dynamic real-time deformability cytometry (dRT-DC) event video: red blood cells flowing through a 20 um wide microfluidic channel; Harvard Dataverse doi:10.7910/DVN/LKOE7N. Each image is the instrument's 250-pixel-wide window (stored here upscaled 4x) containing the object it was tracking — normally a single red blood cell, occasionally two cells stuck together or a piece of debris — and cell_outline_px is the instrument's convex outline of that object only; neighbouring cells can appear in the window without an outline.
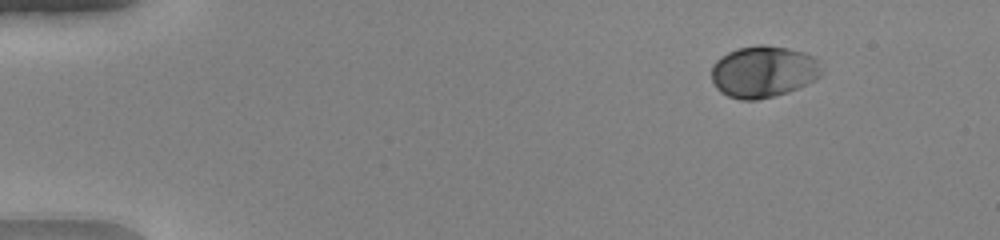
{"species": "human", "species_latin": "Homo sapiens", "temperature_condition": "warm", "stored_images_in_passage": 49, "camera_frame_rate_fps": 3000, "um_per_image_px": 0.085, "donor": {"sex": "female"}, "frame": {"image": 1, "passage_image": 5, "time_ms": 1.333, "image_size_px": [1000, 240], "cell_outline_px": [[820, 76], [788, 92], [756, 100], [740, 100], [728, 96], [720, 92], [716, 88], [712, 80], [712, 64], [720, 56], [728, 52], [740, 48], [760, 44], [764, 44], [788, 48], [804, 52], [812, 56], [816, 60], [820, 72]], "centroid_in_image_um": [64.82, 6.09], "position_along_channel_um": 20.2, "area_um2": 32.83}}
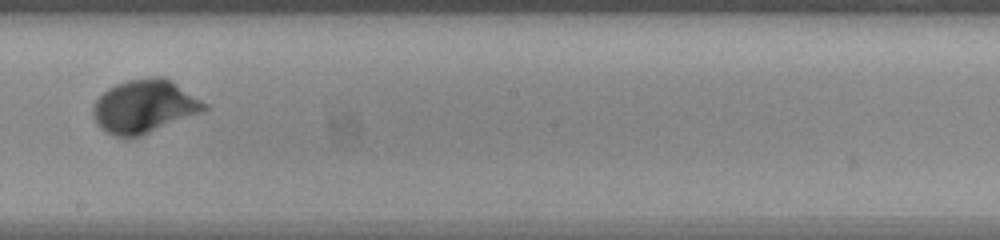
{"frame": {"image": 2, "passage_image": 29, "time_ms": 9.333, "image_size_px": [1000, 240], "cell_outline_px": [[208, 108], [200, 112], [140, 136], [128, 140], [124, 140], [112, 136], [104, 132], [96, 124], [92, 116], [92, 104], [108, 88], [116, 84], [128, 80], [152, 76], [164, 76], [172, 80], [208, 104]], "centroid_in_image_um": [12.21, 9.06], "position_along_channel_um": 236.0, "area_um2": 34.97}}
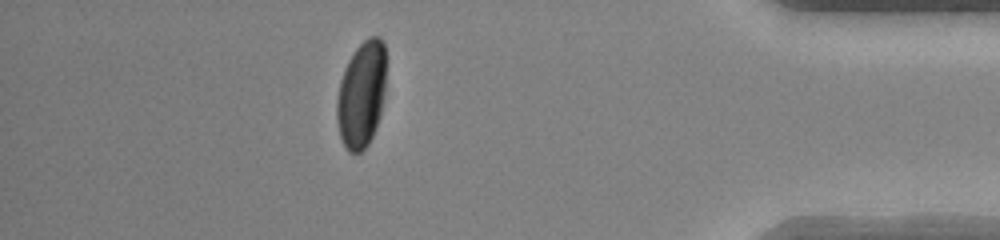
{"frame": {"image": 3, "passage_image": 44, "time_ms": 14.333, "image_size_px": [1000, 240], "cell_outline_px": [[384, 92], [380, 116], [372, 136], [368, 144], [360, 152], [348, 152], [340, 136], [336, 120], [336, 100], [340, 80], [344, 68], [348, 60], [356, 48], [368, 36], [380, 36], [384, 44]], "centroid_in_image_um": [30.7, 8.02], "position_along_channel_um": 404.5, "area_um2": 30.46}, "authors_computed_cell_mechanics": {"area_um2": 32.5992, "velocity_mm_per_s": 4.1045, "shape_relaxation_time_tau1_ms": 1.6621, "shape_relaxation_time_tau2_ms": null, "deformation_change_tau1": 0.1408, "deformation_change_tau2": null}}